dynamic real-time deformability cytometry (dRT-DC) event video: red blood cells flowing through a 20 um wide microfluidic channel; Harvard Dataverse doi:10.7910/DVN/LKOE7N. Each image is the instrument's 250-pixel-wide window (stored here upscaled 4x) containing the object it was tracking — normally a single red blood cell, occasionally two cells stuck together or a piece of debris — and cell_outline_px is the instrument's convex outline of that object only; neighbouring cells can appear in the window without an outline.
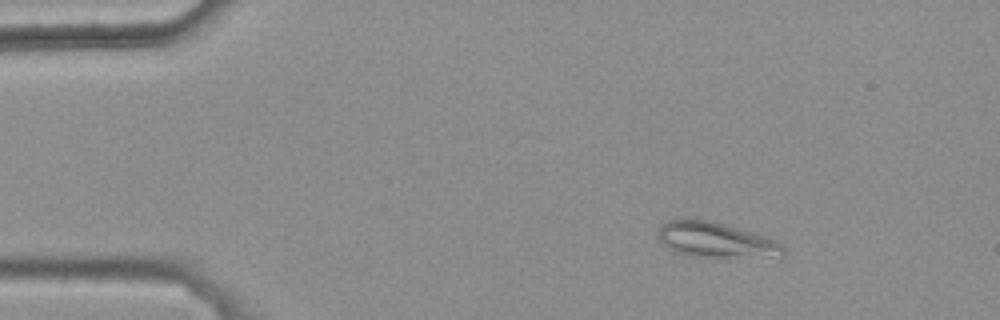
{"species": "common noctule bat (a hibernating species)", "species_latin": "Nyctalus noctula", "temperature_condition": "warm", "stored_images_in_passage": 5, "camera_frame_rate_fps": 3000, "um_per_image_px": 0.085, "animal": {"sex": "female", "body_mass_g": 25.1}, "frame": {"image": 1, "passage_image": 1, "time_ms": 0.0, "image_size_px": [1000, 320], "cell_outline_px": [[784, 256], [688, 256], [676, 252], [668, 248], [656, 236], [656, 232], [660, 224], [668, 220], [684, 216], [708, 220], [756, 232], [768, 236], [776, 240], [784, 248]], "centroid_in_image_um": [60.76, 20.34], "position_along_channel_um": 24.2, "area_um2": 26.07}}